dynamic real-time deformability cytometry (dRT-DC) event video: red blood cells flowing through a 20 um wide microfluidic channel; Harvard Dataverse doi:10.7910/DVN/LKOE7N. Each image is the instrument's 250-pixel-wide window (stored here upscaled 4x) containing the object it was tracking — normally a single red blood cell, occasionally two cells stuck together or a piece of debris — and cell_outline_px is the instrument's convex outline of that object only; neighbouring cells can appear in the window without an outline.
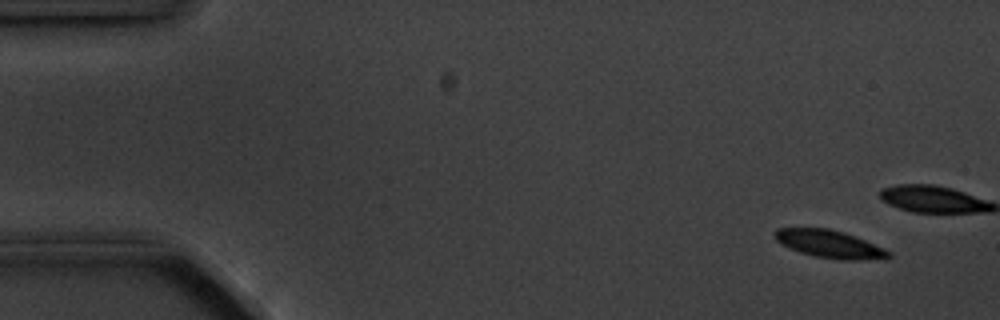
{"species": "common noctule bat (a hibernating species)", "species_latin": "Nyctalus noctula", "temperature_condition": "cold", "stored_images_in_passage": 15, "camera_frame_rate_fps": 3000, "um_per_image_px": 0.085, "animal": {"sex": "male", "body_mass_g": 20.1, "forearm_length_mm": 53.5}, "frame": {"image": 1, "passage_image": 1, "time_ms": 0.0, "image_size_px": [1000, 320], "cell_outline_px": [[892, 256], [888, 260], [840, 260], [812, 256], [800, 252], [780, 244], [776, 240], [776, 228], [828, 228], [844, 232], [884, 248], [892, 252]], "centroid_in_image_um": [70.59, 20.77], "position_along_channel_um": 14.4, "area_um2": 18.61}}
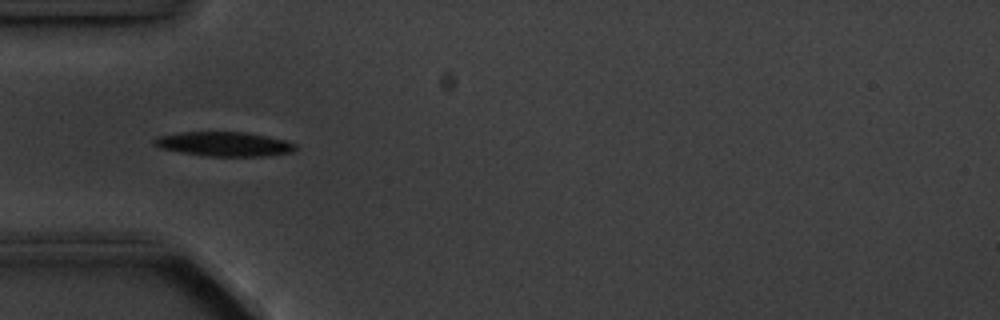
{"frame": {"image": 2, "passage_image": 5, "time_ms": 5.667, "image_size_px": [1000, 320], "cell_outline_px": [[296, 148], [292, 152], [268, 156], [208, 156], [180, 152], [160, 148], [152, 144], [152, 140], [156, 136], [180, 132], [244, 132], [268, 136], [284, 140], [296, 144]], "centroid_in_image_um": [19.02, 12.24], "position_along_channel_um": 66.0, "area_um2": 20.17}}
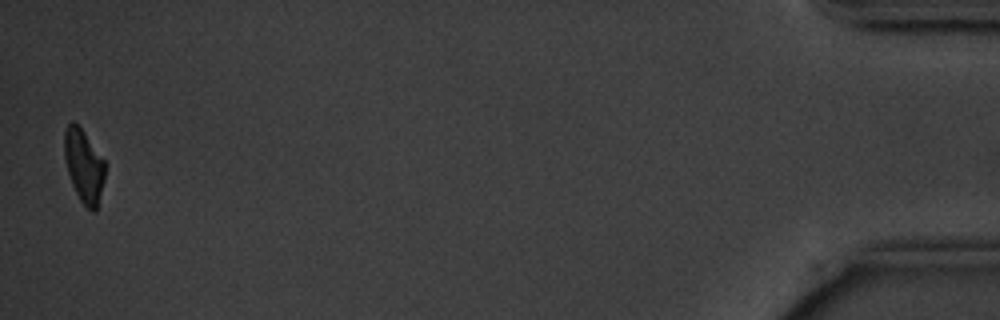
{"frame": {"image": 3, "passage_image": 15, "time_ms": 18.333, "image_size_px": [1000, 320], "cell_outline_px": [[104, 180], [96, 212], [92, 212], [80, 200], [72, 184], [64, 160], [64, 132], [68, 124], [72, 120], [84, 132], [104, 160]], "centroid_in_image_um": [7.11, 14.11], "position_along_channel_um": 428.1, "area_um2": 17.11}, "authors_computed_cell_mechanics": {"area_um2": 19.4208, "velocity_mm_per_s": 3.5825, "shape_relaxation_time_tau1_ms": 2.2639, "shape_relaxation_time_tau2_ms": null, "deformation_change_tau1": 0.0904, "deformation_change_tau2": null}}